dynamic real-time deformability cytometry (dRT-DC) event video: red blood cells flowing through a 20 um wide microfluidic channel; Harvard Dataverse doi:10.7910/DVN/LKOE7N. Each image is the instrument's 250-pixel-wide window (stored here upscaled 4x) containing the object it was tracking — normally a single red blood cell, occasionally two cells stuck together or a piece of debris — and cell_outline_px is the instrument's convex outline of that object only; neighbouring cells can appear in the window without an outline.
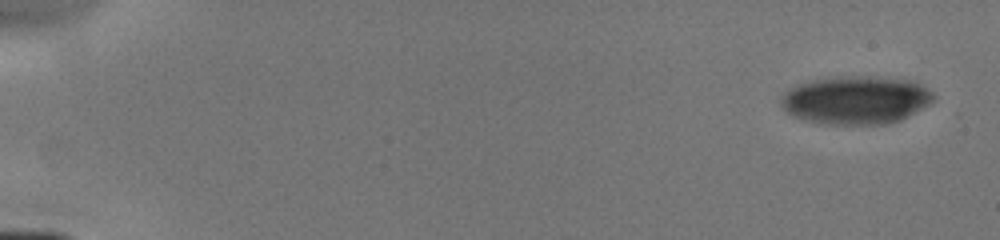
{"species": "human", "species_latin": "Homo sapiens", "temperature_condition": "cold", "stored_images_in_passage": 10, "camera_frame_rate_fps": 3000, "um_per_image_px": 0.085, "donor": {"sex": "male"}, "frame": {"image": 1, "passage_image": 1, "time_ms": 0.0, "image_size_px": [1000, 240], "cell_outline_px": [[936, 100], [900, 120], [884, 124], [820, 124], [792, 116], [780, 104], [780, 100], [784, 92], [796, 84], [812, 80], [860, 76], [868, 76], [916, 80], [932, 92], [936, 96]], "centroid_in_image_um": [72.77, 8.5], "position_along_channel_um": 12.2, "area_um2": 42.83}}
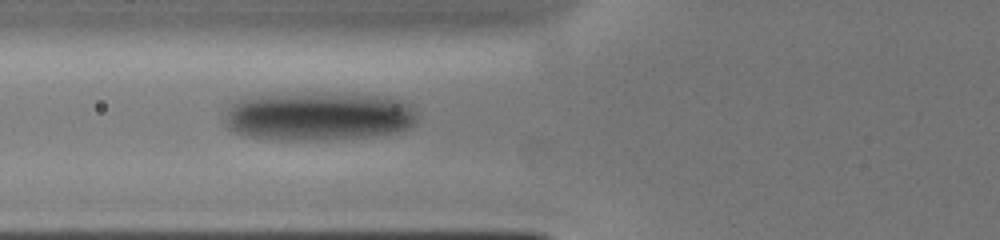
{"frame": {"image": 2, "passage_image": 7, "time_ms": 6.0, "image_size_px": [1000, 240], "cell_outline_px": [[416, 120], [408, 128], [396, 132], [372, 136], [328, 140], [280, 140], [248, 136], [236, 132], [228, 128], [224, 120], [224, 116], [228, 104], [240, 96], [280, 92], [304, 92], [388, 96], [412, 104], [416, 116]], "centroid_in_image_um": [26.98, 9.84], "position_along_channel_um": 98.8, "area_um2": 56.18}}
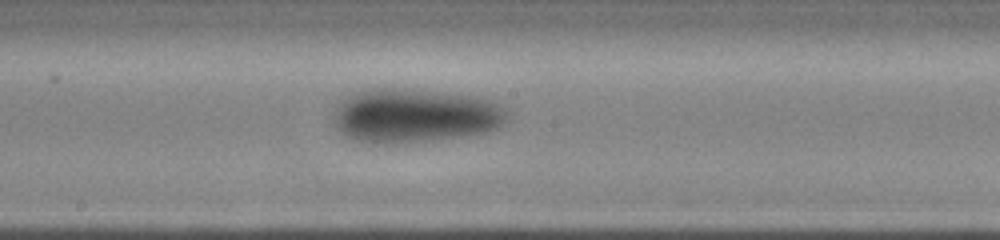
{"frame": {"image": 3, "passage_image": 10, "time_ms": 8.667, "image_size_px": [1000, 240], "cell_outline_px": [[508, 116], [496, 128], [484, 132], [464, 136], [396, 144], [360, 140], [348, 136], [336, 124], [332, 116], [336, 108], [348, 96], [372, 88], [400, 88], [464, 96], [488, 100], [500, 104], [508, 108]], "centroid_in_image_um": [35.27, 9.83], "position_along_channel_um": 212.9, "area_um2": 53.29}}